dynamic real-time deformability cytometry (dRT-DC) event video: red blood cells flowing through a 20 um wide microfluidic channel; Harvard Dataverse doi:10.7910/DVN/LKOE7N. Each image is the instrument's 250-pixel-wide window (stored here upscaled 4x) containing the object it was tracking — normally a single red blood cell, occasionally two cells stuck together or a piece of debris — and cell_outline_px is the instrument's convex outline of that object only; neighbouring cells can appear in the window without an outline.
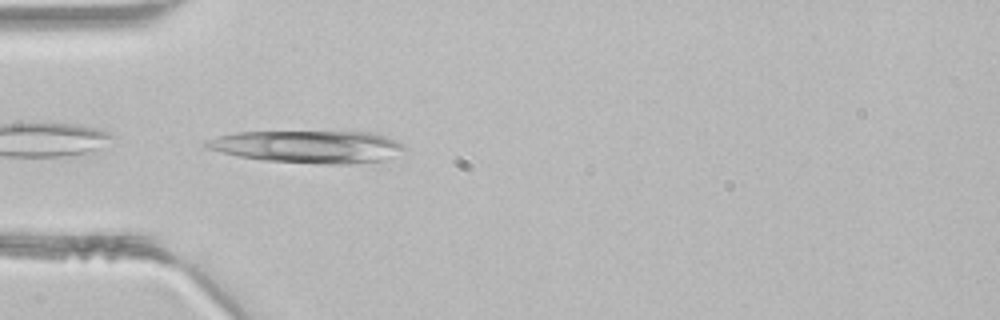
{"species": "common noctule bat (a hibernating species)", "species_latin": "Nyctalus noctula", "temperature_condition": "room temperature", "stored_images_in_passage": 5, "camera_frame_rate_fps": 3000, "um_per_image_px": 0.085, "animal": {"sex": "male", "body_mass_g": 21.5, "forearm_length_mm": 52.0}, "frame": {"image": 1, "passage_image": 1, "time_ms": 0.0, "image_size_px": [1000, 320], "cell_outline_px": [[408, 148], [384, 160], [352, 164], [320, 164], [264, 160], [240, 156], [208, 148], [204, 144], [204, 140], [236, 132], [372, 132], [396, 140], [404, 144]], "centroid_in_image_um": [26.24, 12.47], "position_along_channel_um": 58.8, "area_um2": 37.22}}